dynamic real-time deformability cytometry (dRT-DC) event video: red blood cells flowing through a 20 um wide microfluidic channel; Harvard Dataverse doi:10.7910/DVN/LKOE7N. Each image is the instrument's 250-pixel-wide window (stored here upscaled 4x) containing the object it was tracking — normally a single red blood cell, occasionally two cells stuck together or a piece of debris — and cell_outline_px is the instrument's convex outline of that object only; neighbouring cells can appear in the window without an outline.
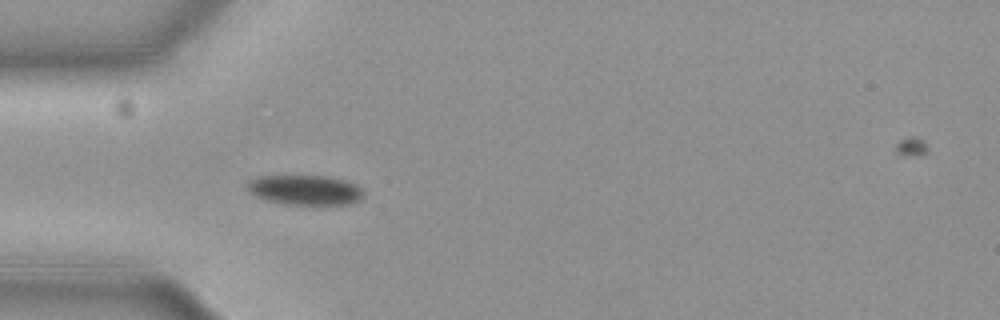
{"species": "common noctule bat (a hibernating species)", "species_latin": "Nyctalus noctula", "temperature_condition": "cold", "stored_images_in_passage": 56, "camera_frame_rate_fps": 3000, "um_per_image_px": 0.085, "animal": {"sex": "female", "body_mass_g": 19.3, "forearm_length_mm": 54.1}, "frame": {"image": 1, "passage_image": 17, "time_ms": 5.333, "image_size_px": [1000, 320], "cell_outline_px": [[364, 196], [360, 200], [352, 204], [284, 204], [264, 200], [248, 192], [244, 184], [248, 180], [260, 176], [324, 176], [344, 180], [356, 184], [364, 192]], "centroid_in_image_um": [25.89, 16.15], "position_along_channel_um": 59.1, "area_um2": 20.46}}
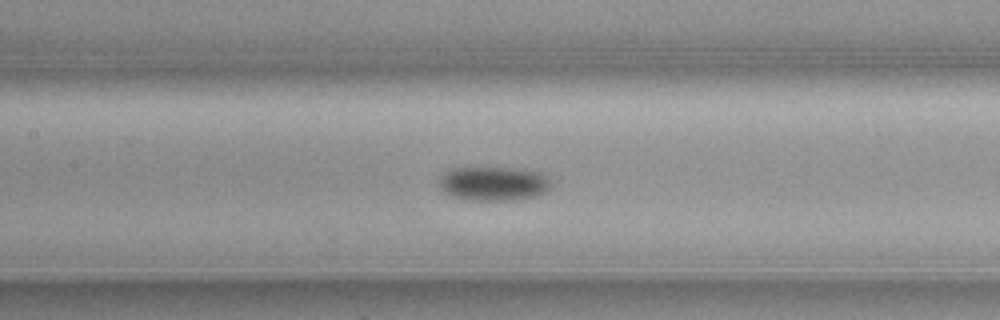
{"frame": {"image": 2, "passage_image": 26, "time_ms": 8.333, "image_size_px": [1000, 320], "cell_outline_px": [[552, 188], [536, 196], [512, 200], [464, 200], [452, 196], [444, 192], [440, 188], [440, 180], [444, 172], [456, 168], [524, 168], [540, 172], [548, 176], [552, 184]], "centroid_in_image_um": [42.01, 15.6], "position_along_channel_um": 165.4, "area_um2": 22.48}}
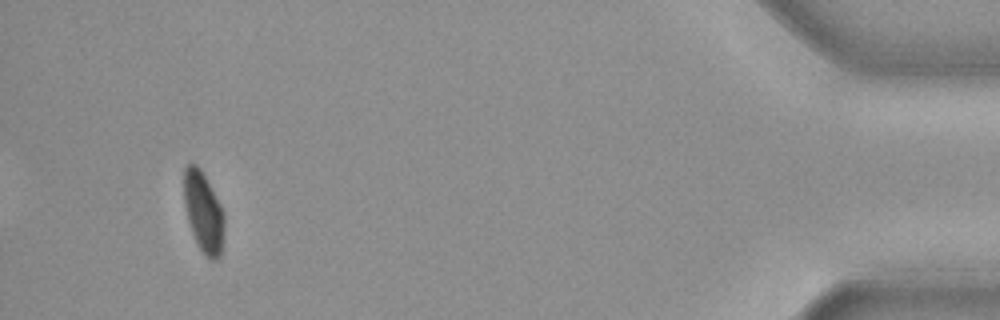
{"frame": {"image": 3, "passage_image": 53, "time_ms": 17.333, "image_size_px": [1000, 320], "cell_outline_px": [[224, 228], [220, 256], [216, 260], [208, 260], [200, 248], [188, 224], [184, 204], [184, 168], [188, 164], [196, 164], [200, 168], [220, 204], [224, 212]], "centroid_in_image_um": [17.28, 18.04], "position_along_channel_um": 417.9, "area_um2": 18.84}, "authors_computed_cell_mechanics": {"area_um2": 20.6635, "velocity_mm_per_s": 3.6758, "shape_relaxation_time_tau1_ms": 3.996, "shape_relaxation_time_tau2_ms": null, "deformation_change_tau1": 0.0822, "deformation_change_tau2": null}}